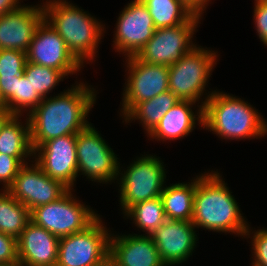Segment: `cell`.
Returning <instances> with one entry per match:
<instances>
[{
	"mask_svg": "<svg viewBox=\"0 0 267 266\" xmlns=\"http://www.w3.org/2000/svg\"><path fill=\"white\" fill-rule=\"evenodd\" d=\"M190 181L188 184L184 182L172 183L169 186L165 184L160 198L166 219L192 221L196 177Z\"/></svg>",
	"mask_w": 267,
	"mask_h": 266,
	"instance_id": "cell-21",
	"label": "cell"
},
{
	"mask_svg": "<svg viewBox=\"0 0 267 266\" xmlns=\"http://www.w3.org/2000/svg\"><path fill=\"white\" fill-rule=\"evenodd\" d=\"M125 217L131 219L137 228L145 232V235H151L166 221L160 196L134 204L124 213L123 218Z\"/></svg>",
	"mask_w": 267,
	"mask_h": 266,
	"instance_id": "cell-26",
	"label": "cell"
},
{
	"mask_svg": "<svg viewBox=\"0 0 267 266\" xmlns=\"http://www.w3.org/2000/svg\"><path fill=\"white\" fill-rule=\"evenodd\" d=\"M218 169L196 176L192 224L198 229L243 238L249 224Z\"/></svg>",
	"mask_w": 267,
	"mask_h": 266,
	"instance_id": "cell-2",
	"label": "cell"
},
{
	"mask_svg": "<svg viewBox=\"0 0 267 266\" xmlns=\"http://www.w3.org/2000/svg\"><path fill=\"white\" fill-rule=\"evenodd\" d=\"M42 100L43 98L34 91L31 82L22 74L16 79L15 94L3 106L13 115L29 114Z\"/></svg>",
	"mask_w": 267,
	"mask_h": 266,
	"instance_id": "cell-28",
	"label": "cell"
},
{
	"mask_svg": "<svg viewBox=\"0 0 267 266\" xmlns=\"http://www.w3.org/2000/svg\"><path fill=\"white\" fill-rule=\"evenodd\" d=\"M193 107L196 108L195 102L179 100L147 137L157 142L174 141L188 136L194 131L197 123L203 128V107H197V111L192 110Z\"/></svg>",
	"mask_w": 267,
	"mask_h": 266,
	"instance_id": "cell-20",
	"label": "cell"
},
{
	"mask_svg": "<svg viewBox=\"0 0 267 266\" xmlns=\"http://www.w3.org/2000/svg\"><path fill=\"white\" fill-rule=\"evenodd\" d=\"M196 227L186 220L166 219L150 236L166 266L187 261L199 243Z\"/></svg>",
	"mask_w": 267,
	"mask_h": 266,
	"instance_id": "cell-16",
	"label": "cell"
},
{
	"mask_svg": "<svg viewBox=\"0 0 267 266\" xmlns=\"http://www.w3.org/2000/svg\"><path fill=\"white\" fill-rule=\"evenodd\" d=\"M29 164L20 168L7 191L31 212L36 207L58 200L69 188L50 178L34 160Z\"/></svg>",
	"mask_w": 267,
	"mask_h": 266,
	"instance_id": "cell-14",
	"label": "cell"
},
{
	"mask_svg": "<svg viewBox=\"0 0 267 266\" xmlns=\"http://www.w3.org/2000/svg\"><path fill=\"white\" fill-rule=\"evenodd\" d=\"M203 17L194 14L186 23L175 27L157 28L152 38L136 55L149 64L171 66L196 46L192 39Z\"/></svg>",
	"mask_w": 267,
	"mask_h": 266,
	"instance_id": "cell-11",
	"label": "cell"
},
{
	"mask_svg": "<svg viewBox=\"0 0 267 266\" xmlns=\"http://www.w3.org/2000/svg\"><path fill=\"white\" fill-rule=\"evenodd\" d=\"M30 220V210L7 190H0V232L17 239Z\"/></svg>",
	"mask_w": 267,
	"mask_h": 266,
	"instance_id": "cell-24",
	"label": "cell"
},
{
	"mask_svg": "<svg viewBox=\"0 0 267 266\" xmlns=\"http://www.w3.org/2000/svg\"><path fill=\"white\" fill-rule=\"evenodd\" d=\"M21 0H0V16L21 7Z\"/></svg>",
	"mask_w": 267,
	"mask_h": 266,
	"instance_id": "cell-36",
	"label": "cell"
},
{
	"mask_svg": "<svg viewBox=\"0 0 267 266\" xmlns=\"http://www.w3.org/2000/svg\"><path fill=\"white\" fill-rule=\"evenodd\" d=\"M26 62V52L16 49L0 50V77L22 75Z\"/></svg>",
	"mask_w": 267,
	"mask_h": 266,
	"instance_id": "cell-29",
	"label": "cell"
},
{
	"mask_svg": "<svg viewBox=\"0 0 267 266\" xmlns=\"http://www.w3.org/2000/svg\"><path fill=\"white\" fill-rule=\"evenodd\" d=\"M42 6L44 19L58 32L75 58L82 65L93 63L104 38L105 24L68 0H46Z\"/></svg>",
	"mask_w": 267,
	"mask_h": 266,
	"instance_id": "cell-3",
	"label": "cell"
},
{
	"mask_svg": "<svg viewBox=\"0 0 267 266\" xmlns=\"http://www.w3.org/2000/svg\"><path fill=\"white\" fill-rule=\"evenodd\" d=\"M115 28L112 45L115 52L124 54L125 58L137 55L156 30L149 10L141 0H132L120 11Z\"/></svg>",
	"mask_w": 267,
	"mask_h": 266,
	"instance_id": "cell-12",
	"label": "cell"
},
{
	"mask_svg": "<svg viewBox=\"0 0 267 266\" xmlns=\"http://www.w3.org/2000/svg\"><path fill=\"white\" fill-rule=\"evenodd\" d=\"M26 57L27 62L60 70L67 77L84 67L45 19L37 27Z\"/></svg>",
	"mask_w": 267,
	"mask_h": 266,
	"instance_id": "cell-13",
	"label": "cell"
},
{
	"mask_svg": "<svg viewBox=\"0 0 267 266\" xmlns=\"http://www.w3.org/2000/svg\"><path fill=\"white\" fill-rule=\"evenodd\" d=\"M109 258L116 266H166L150 235L114 234L110 236Z\"/></svg>",
	"mask_w": 267,
	"mask_h": 266,
	"instance_id": "cell-18",
	"label": "cell"
},
{
	"mask_svg": "<svg viewBox=\"0 0 267 266\" xmlns=\"http://www.w3.org/2000/svg\"><path fill=\"white\" fill-rule=\"evenodd\" d=\"M77 134L51 139L33 151L34 161L50 178L74 189L78 178Z\"/></svg>",
	"mask_w": 267,
	"mask_h": 266,
	"instance_id": "cell-15",
	"label": "cell"
},
{
	"mask_svg": "<svg viewBox=\"0 0 267 266\" xmlns=\"http://www.w3.org/2000/svg\"><path fill=\"white\" fill-rule=\"evenodd\" d=\"M59 238L31 220L17 238L21 266H56Z\"/></svg>",
	"mask_w": 267,
	"mask_h": 266,
	"instance_id": "cell-19",
	"label": "cell"
},
{
	"mask_svg": "<svg viewBox=\"0 0 267 266\" xmlns=\"http://www.w3.org/2000/svg\"><path fill=\"white\" fill-rule=\"evenodd\" d=\"M44 20L42 3L23 5L0 16V50L16 49L26 52L39 24Z\"/></svg>",
	"mask_w": 267,
	"mask_h": 266,
	"instance_id": "cell-17",
	"label": "cell"
},
{
	"mask_svg": "<svg viewBox=\"0 0 267 266\" xmlns=\"http://www.w3.org/2000/svg\"><path fill=\"white\" fill-rule=\"evenodd\" d=\"M23 75L42 98L49 97L48 95L53 92L54 88L56 89L58 83L66 77L60 70L31 62H26Z\"/></svg>",
	"mask_w": 267,
	"mask_h": 266,
	"instance_id": "cell-27",
	"label": "cell"
},
{
	"mask_svg": "<svg viewBox=\"0 0 267 266\" xmlns=\"http://www.w3.org/2000/svg\"><path fill=\"white\" fill-rule=\"evenodd\" d=\"M23 115H12L0 130V153L9 156H33L29 122ZM24 123V124H23Z\"/></svg>",
	"mask_w": 267,
	"mask_h": 266,
	"instance_id": "cell-23",
	"label": "cell"
},
{
	"mask_svg": "<svg viewBox=\"0 0 267 266\" xmlns=\"http://www.w3.org/2000/svg\"><path fill=\"white\" fill-rule=\"evenodd\" d=\"M253 20L260 42L267 46V2H255Z\"/></svg>",
	"mask_w": 267,
	"mask_h": 266,
	"instance_id": "cell-33",
	"label": "cell"
},
{
	"mask_svg": "<svg viewBox=\"0 0 267 266\" xmlns=\"http://www.w3.org/2000/svg\"><path fill=\"white\" fill-rule=\"evenodd\" d=\"M12 115L13 114L9 110H7L4 106H0V130Z\"/></svg>",
	"mask_w": 267,
	"mask_h": 266,
	"instance_id": "cell-37",
	"label": "cell"
},
{
	"mask_svg": "<svg viewBox=\"0 0 267 266\" xmlns=\"http://www.w3.org/2000/svg\"><path fill=\"white\" fill-rule=\"evenodd\" d=\"M99 216L80 232L59 238L56 266H98L109 258L111 230Z\"/></svg>",
	"mask_w": 267,
	"mask_h": 266,
	"instance_id": "cell-8",
	"label": "cell"
},
{
	"mask_svg": "<svg viewBox=\"0 0 267 266\" xmlns=\"http://www.w3.org/2000/svg\"><path fill=\"white\" fill-rule=\"evenodd\" d=\"M0 266H21L19 263L0 264Z\"/></svg>",
	"mask_w": 267,
	"mask_h": 266,
	"instance_id": "cell-39",
	"label": "cell"
},
{
	"mask_svg": "<svg viewBox=\"0 0 267 266\" xmlns=\"http://www.w3.org/2000/svg\"><path fill=\"white\" fill-rule=\"evenodd\" d=\"M76 152L78 177L83 175L89 181L102 184L115 183L120 164L118 155L91 122L85 129L77 133Z\"/></svg>",
	"mask_w": 267,
	"mask_h": 266,
	"instance_id": "cell-9",
	"label": "cell"
},
{
	"mask_svg": "<svg viewBox=\"0 0 267 266\" xmlns=\"http://www.w3.org/2000/svg\"><path fill=\"white\" fill-rule=\"evenodd\" d=\"M203 129L220 139H260L267 135V119L243 98L216 91L203 107Z\"/></svg>",
	"mask_w": 267,
	"mask_h": 266,
	"instance_id": "cell-4",
	"label": "cell"
},
{
	"mask_svg": "<svg viewBox=\"0 0 267 266\" xmlns=\"http://www.w3.org/2000/svg\"><path fill=\"white\" fill-rule=\"evenodd\" d=\"M98 266H116V265L114 264V262L110 258H108L106 261H104L102 264H100Z\"/></svg>",
	"mask_w": 267,
	"mask_h": 266,
	"instance_id": "cell-38",
	"label": "cell"
},
{
	"mask_svg": "<svg viewBox=\"0 0 267 266\" xmlns=\"http://www.w3.org/2000/svg\"><path fill=\"white\" fill-rule=\"evenodd\" d=\"M148 8L157 28L175 27L186 23L194 13L179 0H141Z\"/></svg>",
	"mask_w": 267,
	"mask_h": 266,
	"instance_id": "cell-25",
	"label": "cell"
},
{
	"mask_svg": "<svg viewBox=\"0 0 267 266\" xmlns=\"http://www.w3.org/2000/svg\"><path fill=\"white\" fill-rule=\"evenodd\" d=\"M134 159L125 170L119 164L116 182L119 184V204L123 214L138 202L159 197L166 183L167 172L160 157L144 154Z\"/></svg>",
	"mask_w": 267,
	"mask_h": 266,
	"instance_id": "cell-6",
	"label": "cell"
},
{
	"mask_svg": "<svg viewBox=\"0 0 267 266\" xmlns=\"http://www.w3.org/2000/svg\"><path fill=\"white\" fill-rule=\"evenodd\" d=\"M74 84L56 96L43 98L26 115L33 151L51 139L77 134L90 124L88 115L95 106L97 91L88 83L76 81Z\"/></svg>",
	"mask_w": 267,
	"mask_h": 266,
	"instance_id": "cell-1",
	"label": "cell"
},
{
	"mask_svg": "<svg viewBox=\"0 0 267 266\" xmlns=\"http://www.w3.org/2000/svg\"><path fill=\"white\" fill-rule=\"evenodd\" d=\"M30 157L33 159V156H9L0 153V183L3 185L1 190H7L12 185L20 168L32 162L29 160Z\"/></svg>",
	"mask_w": 267,
	"mask_h": 266,
	"instance_id": "cell-30",
	"label": "cell"
},
{
	"mask_svg": "<svg viewBox=\"0 0 267 266\" xmlns=\"http://www.w3.org/2000/svg\"><path fill=\"white\" fill-rule=\"evenodd\" d=\"M69 189L54 202L34 208L30 219L58 238L83 231L100 215L77 199Z\"/></svg>",
	"mask_w": 267,
	"mask_h": 266,
	"instance_id": "cell-7",
	"label": "cell"
},
{
	"mask_svg": "<svg viewBox=\"0 0 267 266\" xmlns=\"http://www.w3.org/2000/svg\"><path fill=\"white\" fill-rule=\"evenodd\" d=\"M19 263L17 239L0 232V264Z\"/></svg>",
	"mask_w": 267,
	"mask_h": 266,
	"instance_id": "cell-32",
	"label": "cell"
},
{
	"mask_svg": "<svg viewBox=\"0 0 267 266\" xmlns=\"http://www.w3.org/2000/svg\"><path fill=\"white\" fill-rule=\"evenodd\" d=\"M194 14L202 17L211 0H179Z\"/></svg>",
	"mask_w": 267,
	"mask_h": 266,
	"instance_id": "cell-35",
	"label": "cell"
},
{
	"mask_svg": "<svg viewBox=\"0 0 267 266\" xmlns=\"http://www.w3.org/2000/svg\"><path fill=\"white\" fill-rule=\"evenodd\" d=\"M126 78L123 88L120 117L135 105L169 90V66L149 64L136 55L125 59Z\"/></svg>",
	"mask_w": 267,
	"mask_h": 266,
	"instance_id": "cell-10",
	"label": "cell"
},
{
	"mask_svg": "<svg viewBox=\"0 0 267 266\" xmlns=\"http://www.w3.org/2000/svg\"><path fill=\"white\" fill-rule=\"evenodd\" d=\"M243 237L251 238L252 266H267V228L254 231L249 225Z\"/></svg>",
	"mask_w": 267,
	"mask_h": 266,
	"instance_id": "cell-31",
	"label": "cell"
},
{
	"mask_svg": "<svg viewBox=\"0 0 267 266\" xmlns=\"http://www.w3.org/2000/svg\"><path fill=\"white\" fill-rule=\"evenodd\" d=\"M217 52L196 45L185 53L179 61L169 66V91L179 100L192 101L197 103V107H204L206 101L215 92V90L208 91L206 88L209 77L217 65L220 55Z\"/></svg>",
	"mask_w": 267,
	"mask_h": 266,
	"instance_id": "cell-5",
	"label": "cell"
},
{
	"mask_svg": "<svg viewBox=\"0 0 267 266\" xmlns=\"http://www.w3.org/2000/svg\"><path fill=\"white\" fill-rule=\"evenodd\" d=\"M179 99L171 92L166 91L150 100L140 102L135 105L124 117L123 123H131L138 120L149 134L161 121L163 116L175 105Z\"/></svg>",
	"mask_w": 267,
	"mask_h": 266,
	"instance_id": "cell-22",
	"label": "cell"
},
{
	"mask_svg": "<svg viewBox=\"0 0 267 266\" xmlns=\"http://www.w3.org/2000/svg\"><path fill=\"white\" fill-rule=\"evenodd\" d=\"M16 79L19 76L0 77V101L3 105L15 94Z\"/></svg>",
	"mask_w": 267,
	"mask_h": 266,
	"instance_id": "cell-34",
	"label": "cell"
},
{
	"mask_svg": "<svg viewBox=\"0 0 267 266\" xmlns=\"http://www.w3.org/2000/svg\"><path fill=\"white\" fill-rule=\"evenodd\" d=\"M255 2H267V0H254V3Z\"/></svg>",
	"mask_w": 267,
	"mask_h": 266,
	"instance_id": "cell-40",
	"label": "cell"
}]
</instances>
